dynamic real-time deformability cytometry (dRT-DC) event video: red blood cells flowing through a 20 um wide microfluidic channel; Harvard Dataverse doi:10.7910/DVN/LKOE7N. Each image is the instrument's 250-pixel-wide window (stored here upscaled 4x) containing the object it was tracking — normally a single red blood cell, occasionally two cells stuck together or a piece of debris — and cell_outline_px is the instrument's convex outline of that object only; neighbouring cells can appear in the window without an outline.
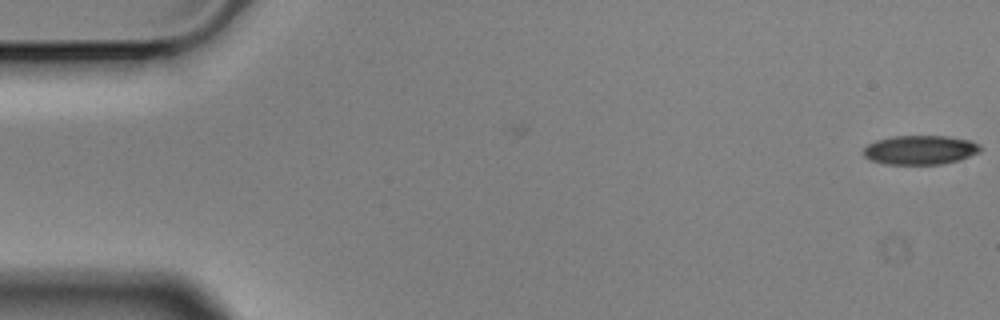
{"species": "Egyptian fruit bat (a non-hibernating species)", "species_latin": "Rousettus aegyptiacus", "temperature_condition": "cold", "stored_images_in_passage": 6, "segment_of_instrument_passage": [2, 2], "camera_frame_rate_fps": 3000, "um_per_image_px": 0.085, "animal": {"sex": "male"}, "frame": {"image": 1, "passage_image": 6, "time_ms": 1.667, "image_size_px": [1000, 320], "cell_outline_px": [[980, 152], [960, 160], [940, 164], [884, 164], [872, 160], [864, 156], [864, 148], [868, 144], [876, 140], [896, 136], [948, 136], [968, 140], [980, 144]], "centroid_in_image_um": [78.23, 12.74], "position_along_channel_um": 6.8, "area_um2": 19.77}}